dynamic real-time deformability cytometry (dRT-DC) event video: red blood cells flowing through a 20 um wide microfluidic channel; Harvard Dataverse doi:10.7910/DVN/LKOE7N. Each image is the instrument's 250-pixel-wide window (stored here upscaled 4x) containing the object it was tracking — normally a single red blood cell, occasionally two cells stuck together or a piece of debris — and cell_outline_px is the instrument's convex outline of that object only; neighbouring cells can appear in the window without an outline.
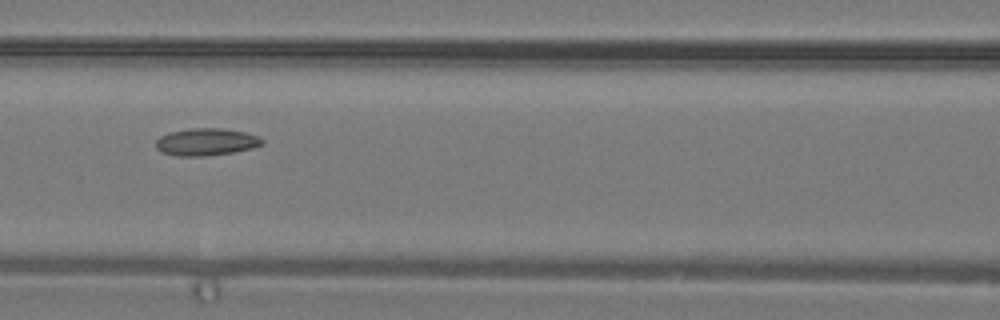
{"species": "common noctule bat (a hibernating species)", "species_latin": "Nyctalus noctula", "temperature_condition": "warm", "stored_images_in_passage": 6, "camera_frame_rate_fps": 3000, "um_per_image_px": 0.085, "animal": {"sex": "male", "body_mass_g": 19.2, "forearm_length_mm": 51.8}, "frame": {"image": 1, "passage_image": 6, "time_ms": 1.667, "image_size_px": [1000, 320], "cell_outline_px": [[264, 144], [252, 148], [232, 152], [204, 156], [176, 156], [160, 152], [156, 148], [156, 140], [160, 136], [168, 132], [192, 128], [220, 128], [244, 132], [260, 136], [264, 140]], "centroid_in_image_um": [17.51, 12.06], "position_along_channel_um": 149.1, "area_um2": 16.99}}